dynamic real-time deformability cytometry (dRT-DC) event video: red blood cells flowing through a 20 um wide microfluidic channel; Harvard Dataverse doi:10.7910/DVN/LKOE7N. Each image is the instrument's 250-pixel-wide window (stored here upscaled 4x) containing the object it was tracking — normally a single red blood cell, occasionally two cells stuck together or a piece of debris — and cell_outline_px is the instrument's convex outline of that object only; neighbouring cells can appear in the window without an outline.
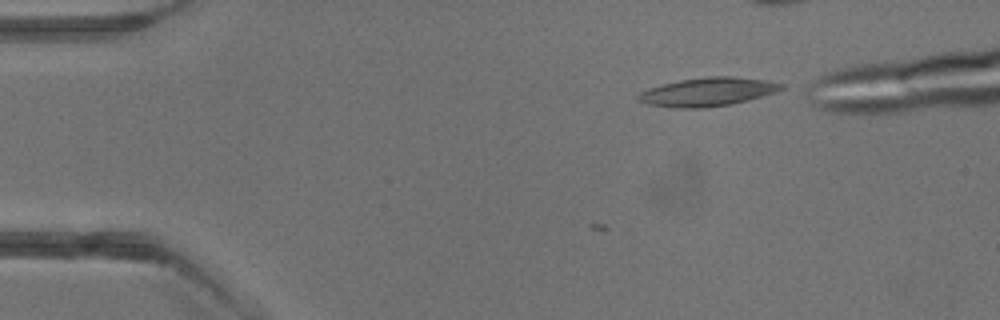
{"species": "common noctule bat (a hibernating species)", "species_latin": "Nyctalus noctula", "temperature_condition": "warm", "stored_images_in_passage": 4, "camera_frame_rate_fps": 3000, "um_per_image_px": 0.085, "animal": {"sex": "male", "body_mass_g": 13.3}, "frame": {"image": 1, "passage_image": 1, "time_ms": 0.0, "image_size_px": [1000, 320], "cell_outline_px": [[784, 88], [776, 92], [748, 100], [732, 104], [704, 108], [676, 108], [648, 104], [636, 100], [636, 96], [640, 92], [648, 88], [660, 84], [680, 80], [708, 76], [732, 76], [764, 80], [784, 84]], "centroid_in_image_um": [60.12, 7.81], "position_along_channel_um": 24.9, "area_um2": 23.93}}